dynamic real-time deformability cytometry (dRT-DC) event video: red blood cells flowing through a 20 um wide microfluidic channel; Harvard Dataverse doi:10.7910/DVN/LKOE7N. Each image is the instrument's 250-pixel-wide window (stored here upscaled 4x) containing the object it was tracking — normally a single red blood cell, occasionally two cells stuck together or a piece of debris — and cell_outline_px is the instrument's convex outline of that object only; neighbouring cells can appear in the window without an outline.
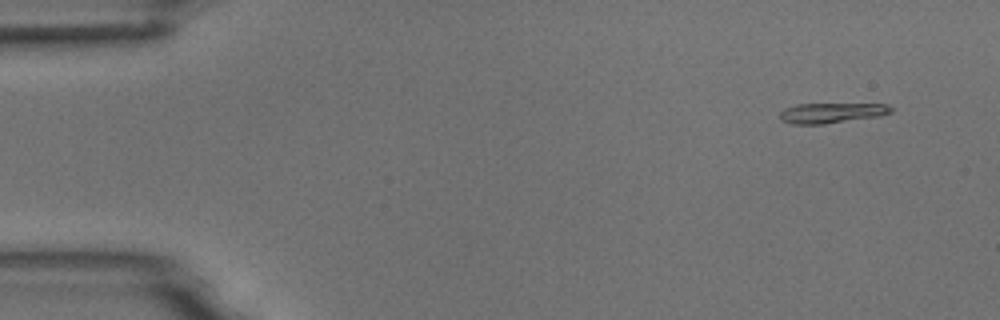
{"species": "common noctule bat (a hibernating species)", "species_latin": "Nyctalus noctula", "temperature_condition": "room temperature", "stored_images_in_passage": 9, "camera_frame_rate_fps": 3000, "um_per_image_px": 0.085, "animal": {"sex": "male", "body_mass_g": 18.8}, "frame": {"image": 1, "passage_image": 1, "time_ms": 0.0, "image_size_px": [1000, 320], "cell_outline_px": [[892, 112], [880, 116], [824, 124], [792, 124], [780, 120], [780, 112], [784, 108], [796, 104], [888, 104], [892, 108]], "centroid_in_image_um": [70.66, 9.6], "position_along_channel_um": 14.3, "area_um2": 13.12}}
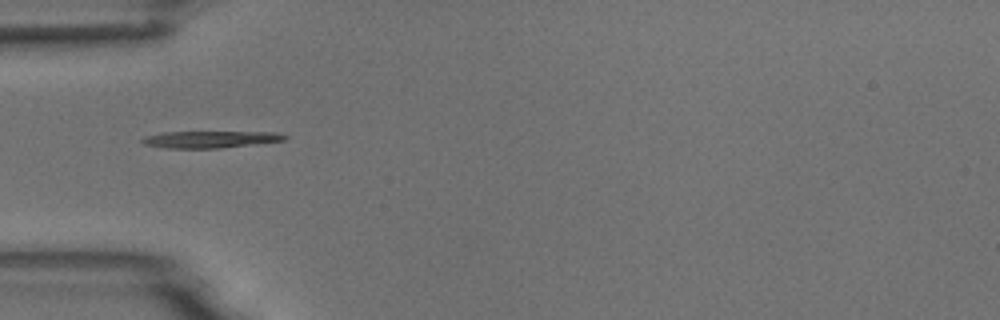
{"frame": {"image": 2, "passage_image": 4, "time_ms": 4.333, "image_size_px": [1000, 320], "cell_outline_px": [[288, 136], [284, 140], [220, 148], [164, 148], [144, 144], [140, 140], [144, 136], [164, 132], [276, 132]], "centroid_in_image_um": [17.81, 11.84], "position_along_channel_um": 67.2, "area_um2": 13.87}}